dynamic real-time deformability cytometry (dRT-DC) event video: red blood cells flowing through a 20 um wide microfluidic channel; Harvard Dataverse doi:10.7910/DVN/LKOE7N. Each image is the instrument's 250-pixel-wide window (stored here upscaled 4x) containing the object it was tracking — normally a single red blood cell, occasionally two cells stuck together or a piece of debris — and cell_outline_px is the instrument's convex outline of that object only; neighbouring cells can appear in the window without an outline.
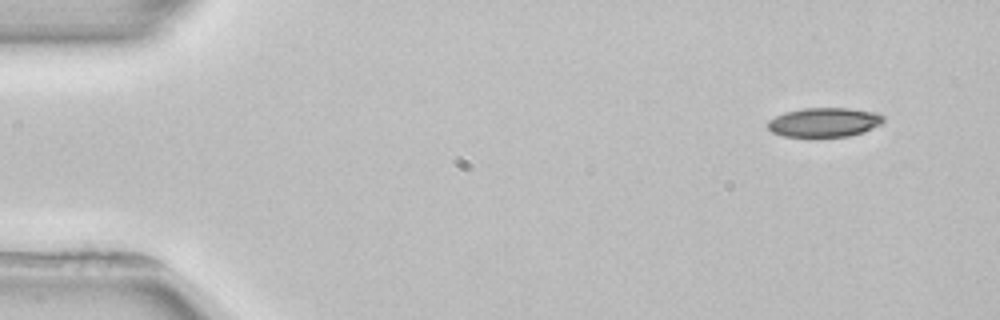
{"species": "common noctule bat (a hibernating species)", "species_latin": "Nyctalus noctula", "temperature_condition": "room temperature", "stored_images_in_passage": 3, "camera_frame_rate_fps": 3000, "um_per_image_px": 0.085, "animal": {"sex": "female", "body_mass_g": 22.7, "forearm_length_mm": 54.2}, "frame": {"image": 1, "passage_image": 1, "time_ms": 0.0, "image_size_px": [1000, 320], "cell_outline_px": [[884, 124], [864, 132], [848, 136], [784, 136], [772, 132], [768, 128], [768, 120], [784, 112], [804, 108], [848, 108], [880, 112], [884, 116]], "centroid_in_image_um": [70.13, 10.38], "position_along_channel_um": 14.9, "area_um2": 19.88}}